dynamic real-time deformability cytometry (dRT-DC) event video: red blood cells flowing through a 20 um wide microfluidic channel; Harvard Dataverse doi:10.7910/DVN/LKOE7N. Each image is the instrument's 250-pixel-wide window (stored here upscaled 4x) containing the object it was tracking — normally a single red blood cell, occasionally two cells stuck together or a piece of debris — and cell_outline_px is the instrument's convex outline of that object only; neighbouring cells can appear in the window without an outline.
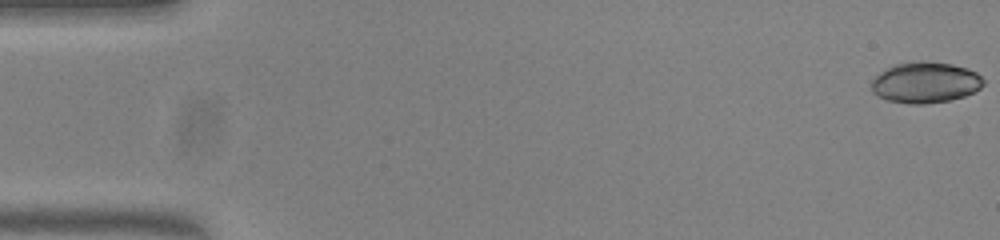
{"species": "common noctule bat (a hibernating species)", "species_latin": "Nyctalus noctula", "temperature_condition": "warm", "stored_images_in_passage": 54, "camera_frame_rate_fps": 3000, "um_per_image_px": 0.085, "animal": {"sex": "female", "body_mass_g": 23.0, "forearm_length_mm": 53.4}, "frame": {"image": 1, "passage_image": 1, "time_ms": 0.0, "image_size_px": [1000, 240], "cell_outline_px": [[984, 84], [980, 88], [964, 96], [948, 100], [924, 104], [908, 104], [888, 100], [876, 96], [872, 92], [872, 80], [880, 72], [892, 64], [920, 60], [924, 60], [952, 64], [968, 68], [976, 72], [984, 80]], "centroid_in_image_um": [78.63, 6.99], "position_along_channel_um": 6.4, "area_um2": 26.93}}
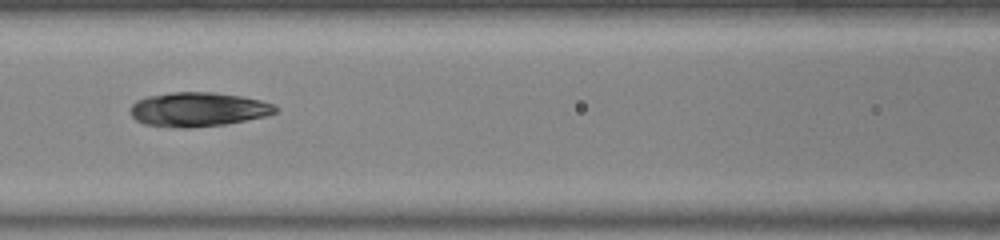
{"frame": {"image": 2, "passage_image": 24, "time_ms": 7.667, "image_size_px": [1000, 240], "cell_outline_px": [[280, 108], [276, 112], [264, 116], [224, 124], [188, 128], [180, 128], [144, 124], [136, 120], [132, 116], [132, 104], [136, 100], [148, 96], [172, 92], [216, 92], [244, 96], [276, 104]], "centroid_in_image_um": [16.87, 9.29], "position_along_channel_um": 149.7, "area_um2": 28.96}}
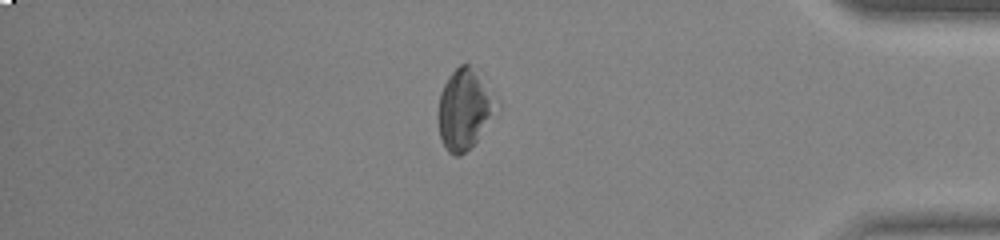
{"frame": {"image": 3, "passage_image": 46, "time_ms": 15.0, "image_size_px": [1000, 240], "cell_outline_px": [[500, 112], [476, 140], [460, 156], [456, 156], [448, 152], [444, 148], [440, 136], [440, 92], [448, 76], [460, 64], [472, 64], [480, 68], [500, 100]], "centroid_in_image_um": [39.61, 9.18], "position_along_channel_um": 395.6, "area_um2": 28.38}, "authors_computed_cell_mechanics": {"area_um2": 28.1775, "velocity_mm_per_s": 3.8191, "shape_relaxation_time_tau1_ms": 6.782, "shape_relaxation_time_tau2_ms": 4.0086, "deformation_change_tau1": 0.1875, "deformation_change_tau2": 0.0945}}